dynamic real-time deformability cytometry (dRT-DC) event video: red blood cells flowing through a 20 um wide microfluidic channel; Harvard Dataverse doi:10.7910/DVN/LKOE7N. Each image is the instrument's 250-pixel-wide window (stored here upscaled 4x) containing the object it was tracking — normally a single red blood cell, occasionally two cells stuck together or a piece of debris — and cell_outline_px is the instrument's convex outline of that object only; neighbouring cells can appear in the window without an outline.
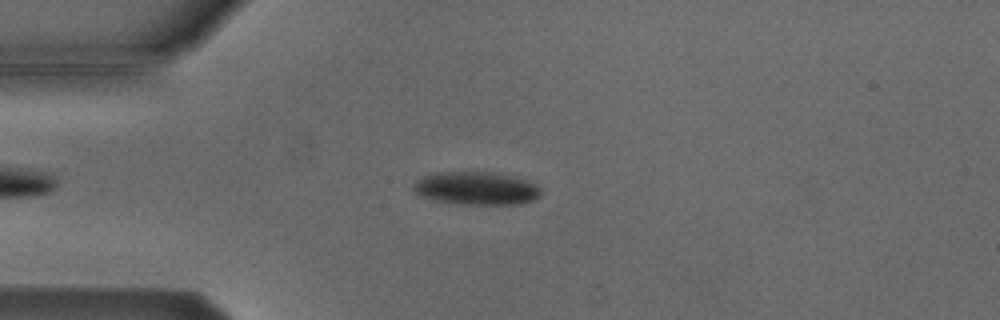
{"species": "Egyptian fruit bat (a non-hibernating species)", "species_latin": "Rousettus aegyptiacus", "temperature_condition": "cold", "stored_images_in_passage": 6, "camera_frame_rate_fps": 3000, "um_per_image_px": 0.085, "animal": {"sex": "male"}, "frame": {"image": 1, "passage_image": 4, "time_ms": 4.333, "image_size_px": [1000, 320], "cell_outline_px": [[540, 196], [532, 200], [520, 204], [460, 204], [432, 200], [416, 192], [412, 188], [412, 184], [416, 180], [424, 176], [436, 172], [496, 172], [512, 176], [536, 184], [540, 188]], "centroid_in_image_um": [40.47, 16.0], "position_along_channel_um": 44.5, "area_um2": 24.51}}
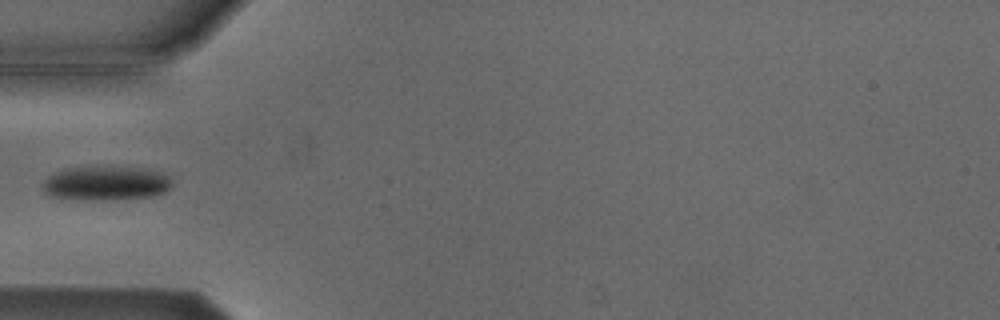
{"frame": {"image": 2, "passage_image": 5, "time_ms": 5.667, "image_size_px": [1000, 320], "cell_outline_px": [[172, 184], [164, 192], [152, 196], [112, 200], [92, 200], [52, 196], [44, 188], [44, 180], [48, 176], [64, 168], [144, 168], [160, 172], [168, 176], [172, 180]], "centroid_in_image_um": [9.05, 15.59], "position_along_channel_um": 75.9, "area_um2": 25.14}}
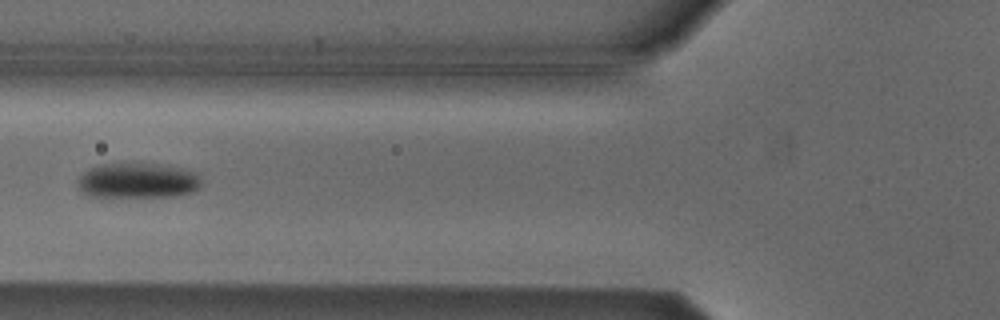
{"frame": {"image": 3, "passage_image": 6, "time_ms": 6.667, "image_size_px": [1000, 320], "cell_outline_px": [[200, 188], [196, 192], [176, 196], [88, 196], [80, 188], [80, 176], [88, 168], [100, 164], [144, 160], [168, 164], [184, 168], [196, 172], [200, 176]], "centroid_in_image_um": [11.8, 15.28], "position_along_channel_um": 114.0, "area_um2": 26.36}}